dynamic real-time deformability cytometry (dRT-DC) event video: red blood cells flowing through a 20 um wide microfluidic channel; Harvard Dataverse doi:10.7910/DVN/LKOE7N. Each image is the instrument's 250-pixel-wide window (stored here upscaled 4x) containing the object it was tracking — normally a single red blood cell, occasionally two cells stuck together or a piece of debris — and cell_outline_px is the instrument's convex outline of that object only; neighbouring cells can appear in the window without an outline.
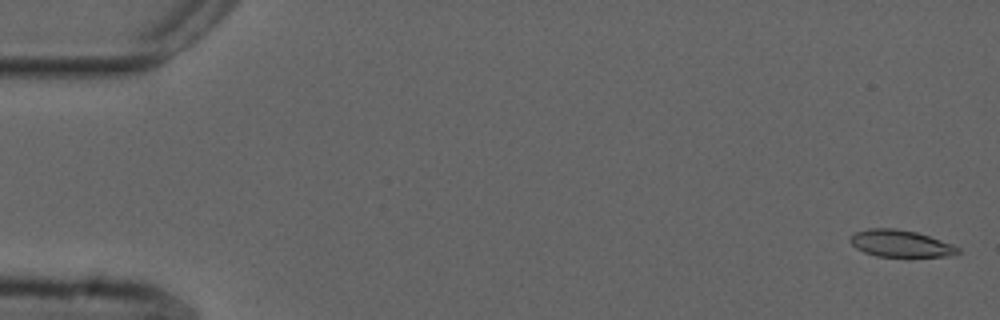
{"species": "common noctule bat (a hibernating species)", "species_latin": "Nyctalus noctula", "temperature_condition": "cold", "stored_images_in_passage": 55, "camera_frame_rate_fps": 3000, "um_per_image_px": 0.085, "animal": {"sex": "male", "forearm_length_mm": 52.5}, "frame": {"image": 1, "passage_image": 2, "time_ms": 0.333, "image_size_px": [1000, 320], "cell_outline_px": [[960, 252], [956, 256], [876, 256], [864, 252], [856, 248], [848, 240], [856, 232], [868, 228], [896, 228], [916, 232], [952, 244], [960, 248]], "centroid_in_image_um": [76.56, 20.7], "position_along_channel_um": 8.4, "area_um2": 16.82}}
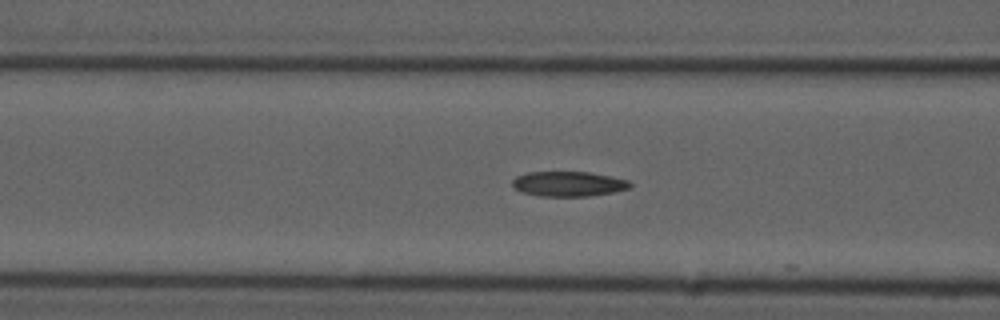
{"frame": {"image": 2, "passage_image": 22, "time_ms": 7.0, "image_size_px": [1000, 320], "cell_outline_px": [[632, 184], [628, 188], [612, 192], [592, 196], [540, 196], [520, 192], [512, 184], [512, 180], [516, 176], [528, 172], [588, 172], [628, 180]], "centroid_in_image_um": [48.28, 15.63], "position_along_channel_um": 118.3, "area_um2": 16.99}}
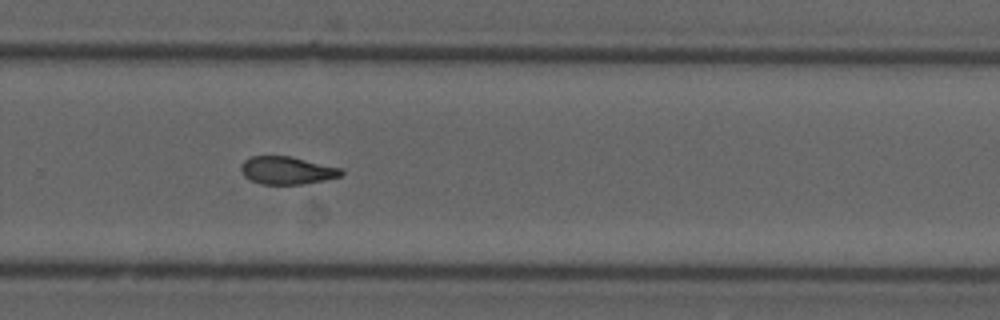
{"frame": {"image": 3, "passage_image": 37, "time_ms": 12.0, "image_size_px": [1000, 320], "cell_outline_px": [[344, 172], [340, 176], [324, 180], [304, 184], [260, 184], [244, 176], [240, 168], [240, 164], [244, 160], [252, 156], [288, 156], [340, 168]], "centroid_in_image_um": [24.35, 14.49], "position_along_channel_um": 305.4, "area_um2": 16.01}, "authors_computed_cell_mechanics": {"area_um2": 17.051, "velocity_mm_per_s": 3.7465, "shape_relaxation_time_tau1_ms": null, "shape_relaxation_time_tau2_ms": 4.7454, "deformation_change_tau1": null, "deformation_change_tau2": 0.1113}}